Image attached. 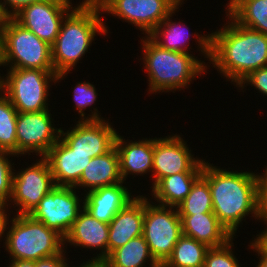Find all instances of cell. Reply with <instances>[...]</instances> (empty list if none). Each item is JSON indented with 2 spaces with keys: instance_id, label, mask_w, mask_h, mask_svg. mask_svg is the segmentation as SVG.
Segmentation results:
<instances>
[{
  "instance_id": "74e56055",
  "label": "cell",
  "mask_w": 267,
  "mask_h": 267,
  "mask_svg": "<svg viewBox=\"0 0 267 267\" xmlns=\"http://www.w3.org/2000/svg\"><path fill=\"white\" fill-rule=\"evenodd\" d=\"M8 207L12 206H6L0 204V240L2 241V238H4L6 235L7 225L10 220V215H7V211L9 210ZM7 209V210H6Z\"/></svg>"
},
{
  "instance_id": "d6a6232c",
  "label": "cell",
  "mask_w": 267,
  "mask_h": 267,
  "mask_svg": "<svg viewBox=\"0 0 267 267\" xmlns=\"http://www.w3.org/2000/svg\"><path fill=\"white\" fill-rule=\"evenodd\" d=\"M254 86L259 93L263 96H267V67H262L251 72L246 78H244L237 88L241 91L246 87V85ZM249 84V85H248ZM240 87V88H239Z\"/></svg>"
},
{
  "instance_id": "e575fe53",
  "label": "cell",
  "mask_w": 267,
  "mask_h": 267,
  "mask_svg": "<svg viewBox=\"0 0 267 267\" xmlns=\"http://www.w3.org/2000/svg\"><path fill=\"white\" fill-rule=\"evenodd\" d=\"M42 1L44 0H0V6L7 18H13L25 7Z\"/></svg>"
},
{
  "instance_id": "9a60e30c",
  "label": "cell",
  "mask_w": 267,
  "mask_h": 267,
  "mask_svg": "<svg viewBox=\"0 0 267 267\" xmlns=\"http://www.w3.org/2000/svg\"><path fill=\"white\" fill-rule=\"evenodd\" d=\"M106 120H78L66 132L61 128L60 139L75 153L88 154L90 158L103 155L114 146L118 133Z\"/></svg>"
},
{
  "instance_id": "4316f807",
  "label": "cell",
  "mask_w": 267,
  "mask_h": 267,
  "mask_svg": "<svg viewBox=\"0 0 267 267\" xmlns=\"http://www.w3.org/2000/svg\"><path fill=\"white\" fill-rule=\"evenodd\" d=\"M209 249L207 245L182 235L161 267H203Z\"/></svg>"
},
{
  "instance_id": "cb8c5ba5",
  "label": "cell",
  "mask_w": 267,
  "mask_h": 267,
  "mask_svg": "<svg viewBox=\"0 0 267 267\" xmlns=\"http://www.w3.org/2000/svg\"><path fill=\"white\" fill-rule=\"evenodd\" d=\"M107 267H161L150 253L143 235L112 251L105 259ZM150 262V263H148Z\"/></svg>"
},
{
  "instance_id": "f35d334b",
  "label": "cell",
  "mask_w": 267,
  "mask_h": 267,
  "mask_svg": "<svg viewBox=\"0 0 267 267\" xmlns=\"http://www.w3.org/2000/svg\"><path fill=\"white\" fill-rule=\"evenodd\" d=\"M261 221H264V224L267 226V219H262ZM265 228L259 235L257 234L253 238L267 252V227Z\"/></svg>"
},
{
  "instance_id": "836d02e7",
  "label": "cell",
  "mask_w": 267,
  "mask_h": 267,
  "mask_svg": "<svg viewBox=\"0 0 267 267\" xmlns=\"http://www.w3.org/2000/svg\"><path fill=\"white\" fill-rule=\"evenodd\" d=\"M261 174H257L258 182V209L261 219H267V166Z\"/></svg>"
},
{
  "instance_id": "7402d4cb",
  "label": "cell",
  "mask_w": 267,
  "mask_h": 267,
  "mask_svg": "<svg viewBox=\"0 0 267 267\" xmlns=\"http://www.w3.org/2000/svg\"><path fill=\"white\" fill-rule=\"evenodd\" d=\"M179 216L183 235L210 248L223 246L233 238L213 212Z\"/></svg>"
},
{
  "instance_id": "7c38bea8",
  "label": "cell",
  "mask_w": 267,
  "mask_h": 267,
  "mask_svg": "<svg viewBox=\"0 0 267 267\" xmlns=\"http://www.w3.org/2000/svg\"><path fill=\"white\" fill-rule=\"evenodd\" d=\"M51 115L49 110L18 112L16 121L17 157L31 155L30 153L33 152V155L43 157L60 139L61 128H55Z\"/></svg>"
},
{
  "instance_id": "7a4b0ae2",
  "label": "cell",
  "mask_w": 267,
  "mask_h": 267,
  "mask_svg": "<svg viewBox=\"0 0 267 267\" xmlns=\"http://www.w3.org/2000/svg\"><path fill=\"white\" fill-rule=\"evenodd\" d=\"M227 171L204 161L202 176L211 191L213 213L234 237L248 217L262 220L258 209V182L252 172ZM245 218V219H244Z\"/></svg>"
},
{
  "instance_id": "b9f144b4",
  "label": "cell",
  "mask_w": 267,
  "mask_h": 267,
  "mask_svg": "<svg viewBox=\"0 0 267 267\" xmlns=\"http://www.w3.org/2000/svg\"><path fill=\"white\" fill-rule=\"evenodd\" d=\"M6 20H7V17L3 13L1 6H0V33H1L3 26L5 25Z\"/></svg>"
},
{
  "instance_id": "5bb4252c",
  "label": "cell",
  "mask_w": 267,
  "mask_h": 267,
  "mask_svg": "<svg viewBox=\"0 0 267 267\" xmlns=\"http://www.w3.org/2000/svg\"><path fill=\"white\" fill-rule=\"evenodd\" d=\"M75 7L71 0H44L25 7L13 19L52 46L64 18Z\"/></svg>"
},
{
  "instance_id": "2e32d148",
  "label": "cell",
  "mask_w": 267,
  "mask_h": 267,
  "mask_svg": "<svg viewBox=\"0 0 267 267\" xmlns=\"http://www.w3.org/2000/svg\"><path fill=\"white\" fill-rule=\"evenodd\" d=\"M109 224L95 219L83 209L64 237V247L69 245L89 250H101L91 260H104L108 256ZM92 248V249H91Z\"/></svg>"
},
{
  "instance_id": "d4e9b609",
  "label": "cell",
  "mask_w": 267,
  "mask_h": 267,
  "mask_svg": "<svg viewBox=\"0 0 267 267\" xmlns=\"http://www.w3.org/2000/svg\"><path fill=\"white\" fill-rule=\"evenodd\" d=\"M225 13L238 24L267 35V0H229Z\"/></svg>"
},
{
  "instance_id": "5b68a950",
  "label": "cell",
  "mask_w": 267,
  "mask_h": 267,
  "mask_svg": "<svg viewBox=\"0 0 267 267\" xmlns=\"http://www.w3.org/2000/svg\"><path fill=\"white\" fill-rule=\"evenodd\" d=\"M4 238L5 250L14 260H39L60 254L64 238L31 215H13ZM12 222V223H11ZM9 226V227H8Z\"/></svg>"
},
{
  "instance_id": "9c48e42d",
  "label": "cell",
  "mask_w": 267,
  "mask_h": 267,
  "mask_svg": "<svg viewBox=\"0 0 267 267\" xmlns=\"http://www.w3.org/2000/svg\"><path fill=\"white\" fill-rule=\"evenodd\" d=\"M37 160L13 174L12 195L8 205L17 207L16 215H29L55 187L47 160L44 157Z\"/></svg>"
},
{
  "instance_id": "603a6c76",
  "label": "cell",
  "mask_w": 267,
  "mask_h": 267,
  "mask_svg": "<svg viewBox=\"0 0 267 267\" xmlns=\"http://www.w3.org/2000/svg\"><path fill=\"white\" fill-rule=\"evenodd\" d=\"M201 175L202 173H177L166 176L151 188V199H155L157 204L176 208L187 197Z\"/></svg>"
},
{
  "instance_id": "d590c367",
  "label": "cell",
  "mask_w": 267,
  "mask_h": 267,
  "mask_svg": "<svg viewBox=\"0 0 267 267\" xmlns=\"http://www.w3.org/2000/svg\"><path fill=\"white\" fill-rule=\"evenodd\" d=\"M65 253L66 250L64 249L60 254L36 260L35 267H67L68 261Z\"/></svg>"
},
{
  "instance_id": "6da1fadb",
  "label": "cell",
  "mask_w": 267,
  "mask_h": 267,
  "mask_svg": "<svg viewBox=\"0 0 267 267\" xmlns=\"http://www.w3.org/2000/svg\"><path fill=\"white\" fill-rule=\"evenodd\" d=\"M226 15L229 20L219 30L208 35L194 34L197 47L208 63L237 87L251 72L267 67V35Z\"/></svg>"
},
{
  "instance_id": "f546056e",
  "label": "cell",
  "mask_w": 267,
  "mask_h": 267,
  "mask_svg": "<svg viewBox=\"0 0 267 267\" xmlns=\"http://www.w3.org/2000/svg\"><path fill=\"white\" fill-rule=\"evenodd\" d=\"M73 101L75 103V110H77L76 112H78V114L80 115L79 120L80 121H85V120H102L105 119L103 117H101V115H99L100 113L96 108H91L90 107L97 102V95L98 93H96V88L93 84H91L90 82L87 81H81V82H77L76 86L73 88ZM89 108V110L91 111V114L87 115V117L85 116V110Z\"/></svg>"
},
{
  "instance_id": "8992f818",
  "label": "cell",
  "mask_w": 267,
  "mask_h": 267,
  "mask_svg": "<svg viewBox=\"0 0 267 267\" xmlns=\"http://www.w3.org/2000/svg\"><path fill=\"white\" fill-rule=\"evenodd\" d=\"M0 66L54 70L51 46L13 18H7L0 33Z\"/></svg>"
},
{
  "instance_id": "7bdbcfd3",
  "label": "cell",
  "mask_w": 267,
  "mask_h": 267,
  "mask_svg": "<svg viewBox=\"0 0 267 267\" xmlns=\"http://www.w3.org/2000/svg\"><path fill=\"white\" fill-rule=\"evenodd\" d=\"M100 9H102L110 0H92Z\"/></svg>"
},
{
  "instance_id": "60d3db41",
  "label": "cell",
  "mask_w": 267,
  "mask_h": 267,
  "mask_svg": "<svg viewBox=\"0 0 267 267\" xmlns=\"http://www.w3.org/2000/svg\"><path fill=\"white\" fill-rule=\"evenodd\" d=\"M67 267H71L68 266ZM75 267V266H72ZM78 267H107L106 263L104 262V260H90L88 259L87 261L83 262V264L81 263V265H79Z\"/></svg>"
},
{
  "instance_id": "83f0119b",
  "label": "cell",
  "mask_w": 267,
  "mask_h": 267,
  "mask_svg": "<svg viewBox=\"0 0 267 267\" xmlns=\"http://www.w3.org/2000/svg\"><path fill=\"white\" fill-rule=\"evenodd\" d=\"M18 111L0 90V150L17 156L16 121Z\"/></svg>"
},
{
  "instance_id": "8fae6325",
  "label": "cell",
  "mask_w": 267,
  "mask_h": 267,
  "mask_svg": "<svg viewBox=\"0 0 267 267\" xmlns=\"http://www.w3.org/2000/svg\"><path fill=\"white\" fill-rule=\"evenodd\" d=\"M76 191L71 186H55L29 215L64 238L84 209V199Z\"/></svg>"
},
{
  "instance_id": "484cf974",
  "label": "cell",
  "mask_w": 267,
  "mask_h": 267,
  "mask_svg": "<svg viewBox=\"0 0 267 267\" xmlns=\"http://www.w3.org/2000/svg\"><path fill=\"white\" fill-rule=\"evenodd\" d=\"M182 3L184 2L182 1L148 36L166 50L190 53L191 47L189 48L187 43L190 41L191 32L187 31L184 24L182 27L181 21H172V16Z\"/></svg>"
},
{
  "instance_id": "ffe728a7",
  "label": "cell",
  "mask_w": 267,
  "mask_h": 267,
  "mask_svg": "<svg viewBox=\"0 0 267 267\" xmlns=\"http://www.w3.org/2000/svg\"><path fill=\"white\" fill-rule=\"evenodd\" d=\"M123 183L126 182L87 191L82 197L84 209L95 219L109 224L114 216L135 198Z\"/></svg>"
},
{
  "instance_id": "e0dca14e",
  "label": "cell",
  "mask_w": 267,
  "mask_h": 267,
  "mask_svg": "<svg viewBox=\"0 0 267 267\" xmlns=\"http://www.w3.org/2000/svg\"><path fill=\"white\" fill-rule=\"evenodd\" d=\"M50 167L55 186L73 187L89 164L90 155L75 153L61 139L43 156Z\"/></svg>"
},
{
  "instance_id": "3957f363",
  "label": "cell",
  "mask_w": 267,
  "mask_h": 267,
  "mask_svg": "<svg viewBox=\"0 0 267 267\" xmlns=\"http://www.w3.org/2000/svg\"><path fill=\"white\" fill-rule=\"evenodd\" d=\"M75 5L64 18L59 34L51 46L57 82L64 80L75 69L79 60L88 52L95 36L107 35L109 32L108 26L102 20L101 9L93 1L82 0Z\"/></svg>"
},
{
  "instance_id": "44dd1931",
  "label": "cell",
  "mask_w": 267,
  "mask_h": 267,
  "mask_svg": "<svg viewBox=\"0 0 267 267\" xmlns=\"http://www.w3.org/2000/svg\"><path fill=\"white\" fill-rule=\"evenodd\" d=\"M123 182L120 174L119 156L115 146L107 153L93 157L84 169L75 189L84 187L85 192ZM87 190H86V189Z\"/></svg>"
},
{
  "instance_id": "ac0fdd59",
  "label": "cell",
  "mask_w": 267,
  "mask_h": 267,
  "mask_svg": "<svg viewBox=\"0 0 267 267\" xmlns=\"http://www.w3.org/2000/svg\"><path fill=\"white\" fill-rule=\"evenodd\" d=\"M144 196L137 195L109 223L108 255L131 239L143 235Z\"/></svg>"
},
{
  "instance_id": "d6986e66",
  "label": "cell",
  "mask_w": 267,
  "mask_h": 267,
  "mask_svg": "<svg viewBox=\"0 0 267 267\" xmlns=\"http://www.w3.org/2000/svg\"><path fill=\"white\" fill-rule=\"evenodd\" d=\"M117 133L114 146L119 156L121 178L126 181L128 175L152 174L154 138H143L130 142Z\"/></svg>"
},
{
  "instance_id": "52a82bcc",
  "label": "cell",
  "mask_w": 267,
  "mask_h": 267,
  "mask_svg": "<svg viewBox=\"0 0 267 267\" xmlns=\"http://www.w3.org/2000/svg\"><path fill=\"white\" fill-rule=\"evenodd\" d=\"M8 69L6 77H0V90L16 110L21 113L49 110V90L53 82L57 83L54 70Z\"/></svg>"
},
{
  "instance_id": "ba28073f",
  "label": "cell",
  "mask_w": 267,
  "mask_h": 267,
  "mask_svg": "<svg viewBox=\"0 0 267 267\" xmlns=\"http://www.w3.org/2000/svg\"><path fill=\"white\" fill-rule=\"evenodd\" d=\"M144 197L143 237L156 262L162 266L183 235L177 208L156 204Z\"/></svg>"
},
{
  "instance_id": "4fadbf2b",
  "label": "cell",
  "mask_w": 267,
  "mask_h": 267,
  "mask_svg": "<svg viewBox=\"0 0 267 267\" xmlns=\"http://www.w3.org/2000/svg\"><path fill=\"white\" fill-rule=\"evenodd\" d=\"M182 1L185 0H110L101 11L123 19L148 36Z\"/></svg>"
},
{
  "instance_id": "1f68e13d",
  "label": "cell",
  "mask_w": 267,
  "mask_h": 267,
  "mask_svg": "<svg viewBox=\"0 0 267 267\" xmlns=\"http://www.w3.org/2000/svg\"><path fill=\"white\" fill-rule=\"evenodd\" d=\"M15 157L7 151L0 150V204L8 206L12 195L14 165L10 157ZM10 160H9V159ZM13 165V166H12Z\"/></svg>"
},
{
  "instance_id": "ab89813d",
  "label": "cell",
  "mask_w": 267,
  "mask_h": 267,
  "mask_svg": "<svg viewBox=\"0 0 267 267\" xmlns=\"http://www.w3.org/2000/svg\"><path fill=\"white\" fill-rule=\"evenodd\" d=\"M8 267H35V261L11 259Z\"/></svg>"
},
{
  "instance_id": "30bf717a",
  "label": "cell",
  "mask_w": 267,
  "mask_h": 267,
  "mask_svg": "<svg viewBox=\"0 0 267 267\" xmlns=\"http://www.w3.org/2000/svg\"><path fill=\"white\" fill-rule=\"evenodd\" d=\"M190 149V150H189ZM191 148L179 135L154 138L152 188L164 177L177 173H202L204 159L193 157Z\"/></svg>"
},
{
  "instance_id": "8d00e7d4",
  "label": "cell",
  "mask_w": 267,
  "mask_h": 267,
  "mask_svg": "<svg viewBox=\"0 0 267 267\" xmlns=\"http://www.w3.org/2000/svg\"><path fill=\"white\" fill-rule=\"evenodd\" d=\"M248 246L258 254L259 262L256 267H267V252L255 240L250 241Z\"/></svg>"
},
{
  "instance_id": "4dcf8cb0",
  "label": "cell",
  "mask_w": 267,
  "mask_h": 267,
  "mask_svg": "<svg viewBox=\"0 0 267 267\" xmlns=\"http://www.w3.org/2000/svg\"><path fill=\"white\" fill-rule=\"evenodd\" d=\"M234 238L223 246L210 248L206 254L203 267H241L232 248L234 247Z\"/></svg>"
},
{
  "instance_id": "f1b7e54d",
  "label": "cell",
  "mask_w": 267,
  "mask_h": 267,
  "mask_svg": "<svg viewBox=\"0 0 267 267\" xmlns=\"http://www.w3.org/2000/svg\"><path fill=\"white\" fill-rule=\"evenodd\" d=\"M179 215H194L213 212L208 181L201 175L193 184L190 193L176 207Z\"/></svg>"
},
{
  "instance_id": "277c9868",
  "label": "cell",
  "mask_w": 267,
  "mask_h": 267,
  "mask_svg": "<svg viewBox=\"0 0 267 267\" xmlns=\"http://www.w3.org/2000/svg\"><path fill=\"white\" fill-rule=\"evenodd\" d=\"M141 42L143 57L140 60H143L144 70L148 73L149 94L175 93L188 88L192 80L206 74L205 62L192 54L166 50L149 36L142 37Z\"/></svg>"
}]
</instances>
